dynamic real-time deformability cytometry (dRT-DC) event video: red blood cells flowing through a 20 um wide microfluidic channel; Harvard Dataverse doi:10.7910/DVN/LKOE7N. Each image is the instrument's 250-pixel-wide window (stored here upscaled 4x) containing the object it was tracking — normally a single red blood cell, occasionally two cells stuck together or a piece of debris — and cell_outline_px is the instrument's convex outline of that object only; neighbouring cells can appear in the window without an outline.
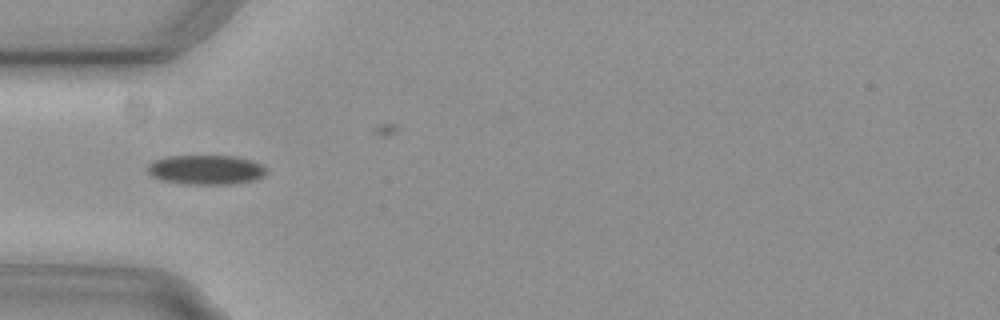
{"species": "common noctule bat (a hibernating species)", "species_latin": "Nyctalus noctula", "temperature_condition": "cold", "stored_images_in_passage": 5, "camera_frame_rate_fps": 3000, "um_per_image_px": 0.085, "animal": {"sex": "female", "body_mass_g": 29.2, "forearm_length_mm": 56.3}, "frame": {"image": 1, "passage_image": 5, "time_ms": 1.333, "image_size_px": [1000, 320], "cell_outline_px": [[268, 172], [264, 176], [256, 180], [232, 184], [188, 184], [160, 180], [152, 176], [148, 172], [148, 164], [156, 160], [168, 156], [232, 156], [252, 160], [268, 168]], "centroid_in_image_um": [17.55, 14.43], "position_along_channel_um": 67.4, "area_um2": 20.52}}